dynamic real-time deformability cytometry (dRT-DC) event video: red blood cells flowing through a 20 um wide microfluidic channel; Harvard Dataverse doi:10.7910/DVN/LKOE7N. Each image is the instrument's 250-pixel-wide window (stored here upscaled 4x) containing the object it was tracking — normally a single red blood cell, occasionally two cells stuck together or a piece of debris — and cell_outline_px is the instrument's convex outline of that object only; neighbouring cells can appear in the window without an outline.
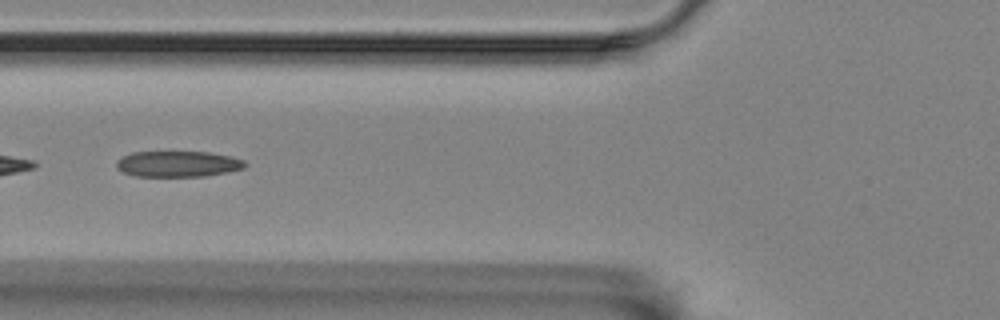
{"species": "Egyptian fruit bat (a non-hibernating species)", "species_latin": "Rousettus aegyptiacus", "temperature_condition": "room temperature", "stored_images_in_passage": 53, "segment_of_instrument_passage": [2, 2], "camera_frame_rate_fps": 3000, "um_per_image_px": 0.085, "animal": {"sex": "female"}, "frame": {"image": 1, "passage_image": 21, "time_ms": 6.667, "image_size_px": [1000, 320], "cell_outline_px": [[248, 164], [244, 168], [204, 176], [136, 176], [124, 172], [116, 168], [116, 160], [132, 152], [208, 152], [232, 156], [244, 160]], "centroid_in_image_um": [15.13, 13.93], "position_along_channel_um": 110.7, "area_um2": 19.31}}
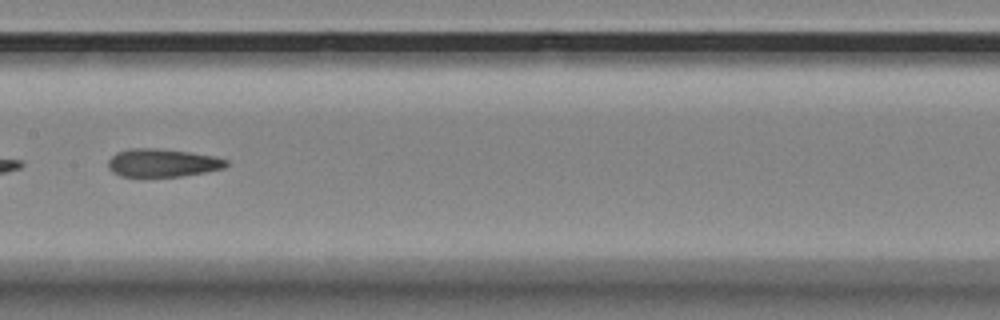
{"frame": {"image": 2, "passage_image": 28, "time_ms": 9.0, "image_size_px": [1000, 320], "cell_outline_px": [[228, 164], [224, 168], [204, 172], [180, 176], [120, 176], [112, 172], [108, 168], [108, 160], [116, 152], [128, 148], [156, 148], [188, 152], [216, 156], [228, 160]], "centroid_in_image_um": [13.79, 13.83], "position_along_channel_um": 193.6, "area_um2": 19.31}}
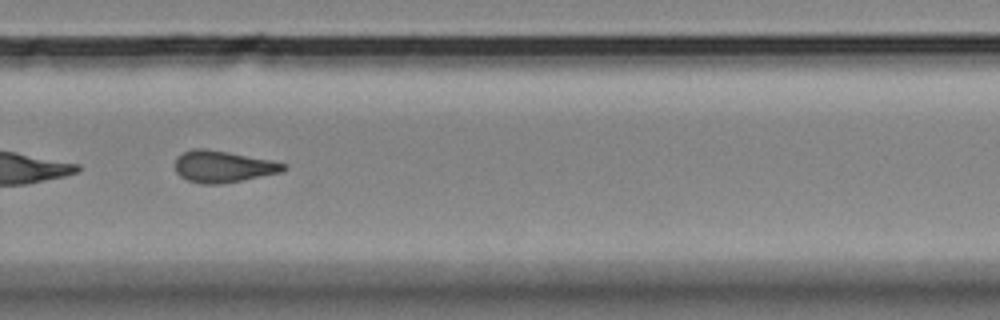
{"frame": {"image": 3, "passage_image": 38, "time_ms": 12.333, "image_size_px": [1000, 320], "cell_outline_px": [[288, 168], [280, 172], [224, 184], [200, 184], [188, 180], [180, 176], [176, 172], [176, 156], [192, 148], [204, 148], [228, 152], [272, 160], [288, 164]], "centroid_in_image_um": [18.96, 14.16], "position_along_channel_um": 310.8, "area_um2": 20.11}}